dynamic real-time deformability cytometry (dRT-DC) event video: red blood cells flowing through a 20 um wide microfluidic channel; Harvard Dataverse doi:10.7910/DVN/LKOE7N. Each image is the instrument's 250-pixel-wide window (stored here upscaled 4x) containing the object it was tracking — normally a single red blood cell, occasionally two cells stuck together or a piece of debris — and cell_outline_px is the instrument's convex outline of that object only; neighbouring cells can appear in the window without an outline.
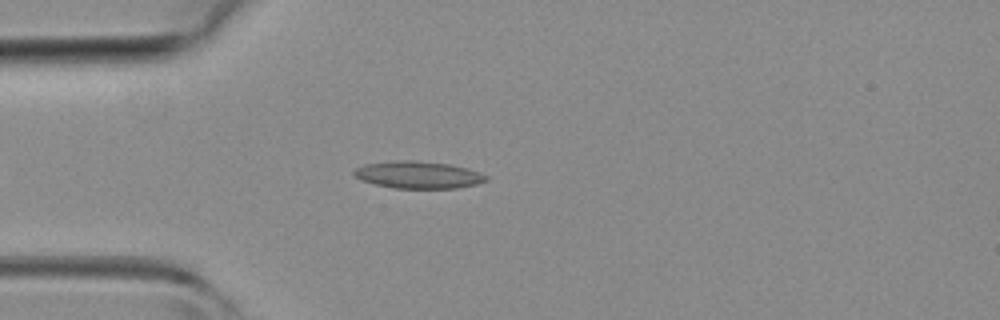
{"species": "common noctule bat (a hibernating species)", "species_latin": "Nyctalus noctula", "temperature_condition": "room temperature", "stored_images_in_passage": 37, "camera_frame_rate_fps": 3000, "um_per_image_px": 0.085, "animal": {"sex": "female", "body_mass_g": 19.3, "forearm_length_mm": 54.1}, "frame": {"image": 1, "passage_image": 6, "time_ms": 1.667, "image_size_px": [1000, 320], "cell_outline_px": [[488, 180], [476, 184], [456, 188], [392, 188], [360, 180], [352, 172], [356, 168], [364, 164], [396, 160], [416, 160], [448, 164], [468, 168], [480, 172], [488, 176]], "centroid_in_image_um": [35.55, 14.85], "position_along_channel_um": 49.4, "area_um2": 20.98}}
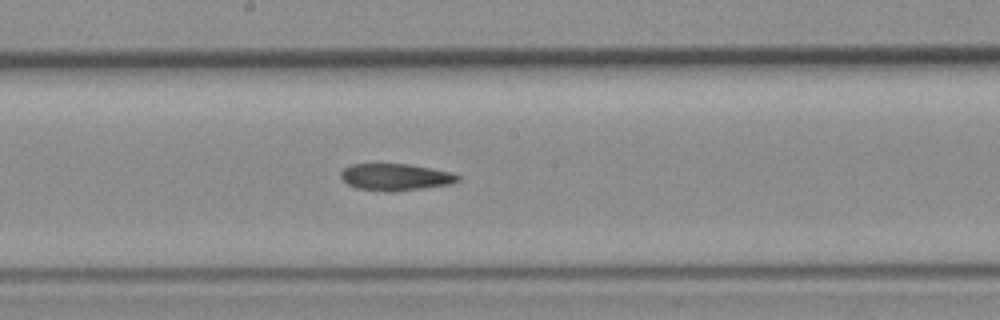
{"frame": {"image": 2, "passage_image": 17, "time_ms": 5.333, "image_size_px": [1000, 320], "cell_outline_px": [[460, 180], [452, 184], [420, 188], [356, 188], [340, 180], [340, 172], [344, 168], [352, 164], [408, 164], [432, 168], [452, 172], [460, 176]], "centroid_in_image_um": [33.63, 14.99], "position_along_channel_um": 214.6, "area_um2": 17.46}}
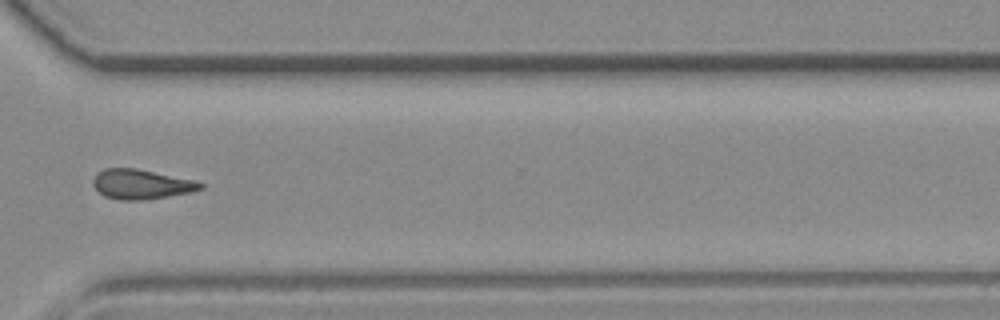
{"frame": {"image": 3, "passage_image": 26, "time_ms": 8.333, "image_size_px": [1000, 320], "cell_outline_px": [[204, 188], [192, 192], [168, 196], [140, 200], [120, 200], [104, 196], [92, 184], [92, 180], [104, 168], [136, 168], [196, 180], [204, 184]], "centroid_in_image_um": [12.04, 15.66], "position_along_channel_um": 358.6, "area_um2": 18.55}}